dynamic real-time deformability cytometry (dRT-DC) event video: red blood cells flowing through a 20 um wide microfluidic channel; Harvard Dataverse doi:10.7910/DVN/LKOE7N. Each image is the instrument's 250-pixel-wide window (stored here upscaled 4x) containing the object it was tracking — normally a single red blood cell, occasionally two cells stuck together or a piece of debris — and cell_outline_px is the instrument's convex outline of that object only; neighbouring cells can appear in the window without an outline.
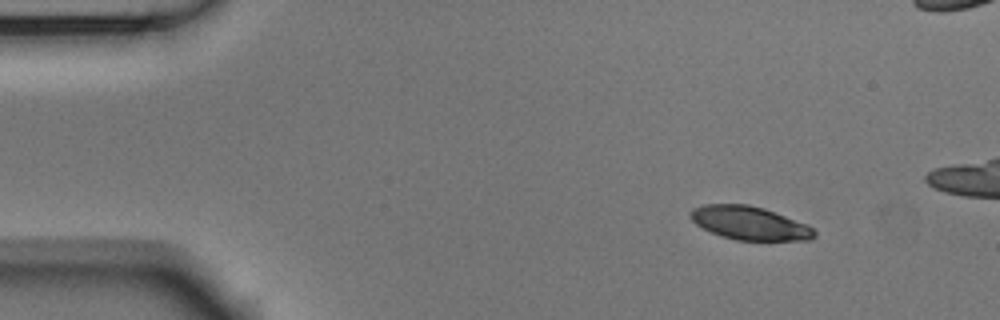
{"species": "Egyptian fruit bat (a non-hibernating species)", "species_latin": "Rousettus aegyptiacus", "temperature_condition": "room temperature", "stored_images_in_passage": 9, "camera_frame_rate_fps": 3000, "um_per_image_px": 0.085, "animal": {"sex": "male"}, "frame": {"image": 1, "passage_image": 1, "time_ms": 0.0, "image_size_px": [1000, 320], "cell_outline_px": [[816, 236], [812, 240], [736, 240], [720, 236], [696, 224], [688, 216], [688, 212], [692, 208], [704, 204], [748, 204], [764, 208], [808, 224], [816, 232]], "centroid_in_image_um": [63.71, 18.96], "position_along_channel_um": 21.3, "area_um2": 24.33}}
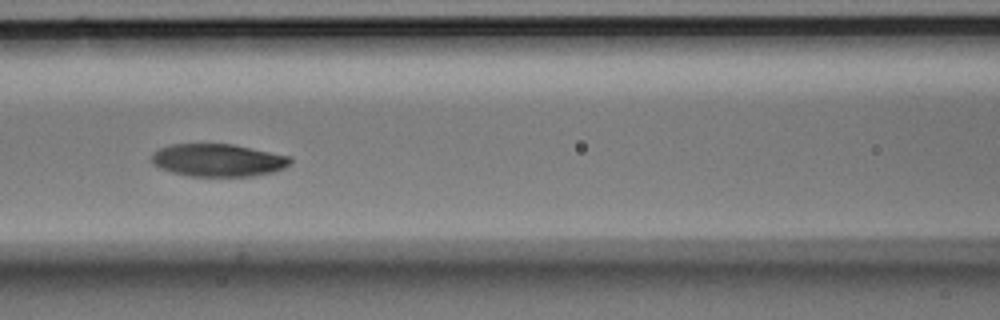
{"frame": {"image": 2, "passage_image": 6, "time_ms": 1.667, "image_size_px": [1000, 320], "cell_outline_px": [[292, 164], [284, 168], [272, 172], [252, 176], [188, 176], [172, 172], [160, 168], [152, 164], [152, 152], [160, 148], [172, 144], [232, 144], [292, 156]], "centroid_in_image_um": [18.55, 13.61], "position_along_channel_um": 148.0, "area_um2": 26.53}}
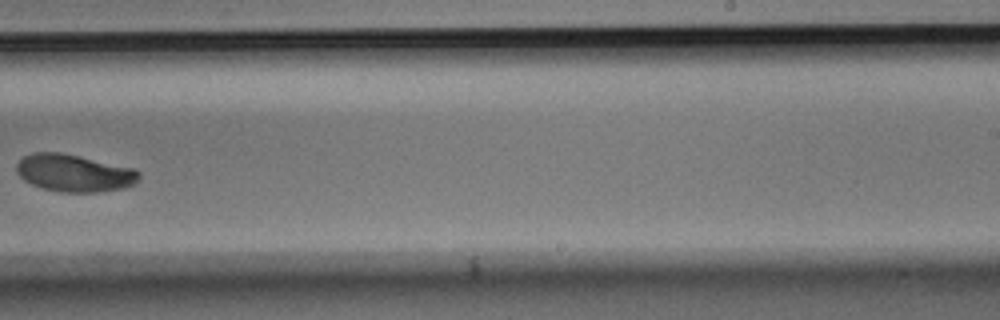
{"frame": {"image": 3, "passage_image": 9, "time_ms": 2.667, "image_size_px": [1000, 320], "cell_outline_px": [[140, 176], [132, 184], [124, 188], [96, 192], [60, 192], [44, 188], [32, 184], [24, 180], [16, 172], [16, 164], [24, 156], [32, 152], [60, 152], [136, 168], [140, 172]], "centroid_in_image_um": [6.3, 14.7], "position_along_channel_um": 282.7, "area_um2": 26.65}}